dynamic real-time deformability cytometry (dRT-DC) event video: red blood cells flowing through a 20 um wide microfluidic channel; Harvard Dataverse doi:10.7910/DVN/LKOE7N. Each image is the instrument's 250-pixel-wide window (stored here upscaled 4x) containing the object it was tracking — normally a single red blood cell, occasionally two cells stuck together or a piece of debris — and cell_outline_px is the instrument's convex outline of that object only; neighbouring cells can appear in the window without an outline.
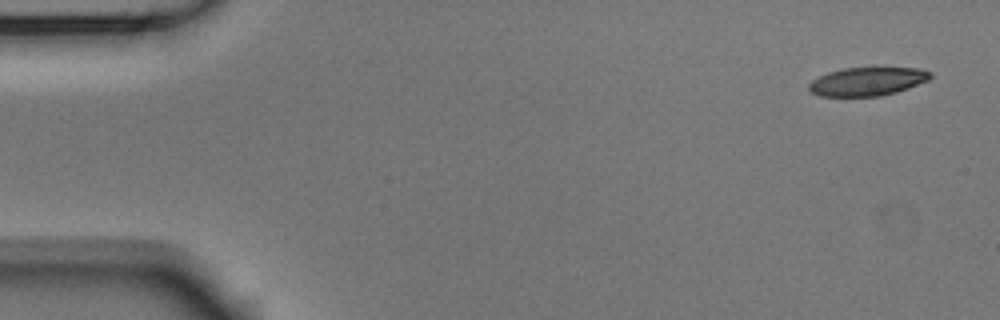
{"species": "Egyptian fruit bat (a non-hibernating species)", "species_latin": "Rousettus aegyptiacus", "temperature_condition": "room temperature", "stored_images_in_passage": 6, "camera_frame_rate_fps": 3000, "um_per_image_px": 0.085, "animal": {"sex": "male"}, "frame": {"image": 1, "passage_image": 1, "time_ms": 0.0, "image_size_px": [1000, 320], "cell_outline_px": [[932, 76], [928, 80], [908, 88], [896, 92], [880, 96], [820, 96], [812, 92], [808, 88], [808, 84], [812, 80], [828, 72], [844, 68], [872, 64], [876, 64], [920, 68], [932, 72]], "centroid_in_image_um": [73.79, 6.85], "position_along_channel_um": 11.2, "area_um2": 21.21}}
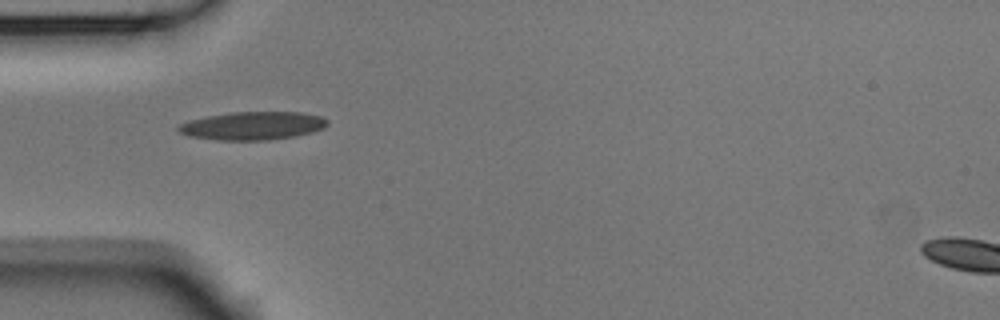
{"frame": {"image": 2, "passage_image": 5, "time_ms": 1.333, "image_size_px": [1000, 320], "cell_outline_px": [[328, 124], [324, 128], [312, 132], [296, 136], [268, 140], [216, 140], [188, 136], [180, 132], [176, 128], [180, 124], [188, 120], [208, 116], [232, 112], [300, 112], [320, 116], [328, 120]], "centroid_in_image_um": [21.48, 10.69], "position_along_channel_um": 63.5, "area_um2": 24.51}}
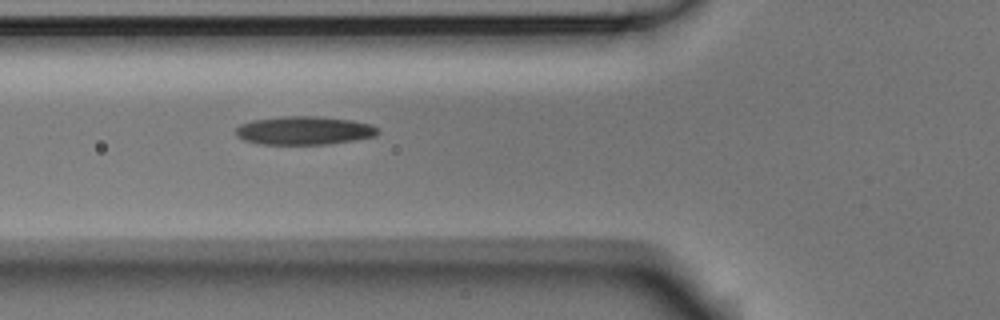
{"frame": {"image": 3, "passage_image": 6, "time_ms": 1.667, "image_size_px": [1000, 320], "cell_outline_px": [[380, 132], [376, 136], [328, 144], [260, 144], [244, 140], [236, 136], [236, 128], [240, 124], [252, 120], [280, 116], [316, 116], [352, 120], [372, 124]], "centroid_in_image_um": [25.84, 11.09], "position_along_channel_um": 100.0, "area_um2": 23.58}}